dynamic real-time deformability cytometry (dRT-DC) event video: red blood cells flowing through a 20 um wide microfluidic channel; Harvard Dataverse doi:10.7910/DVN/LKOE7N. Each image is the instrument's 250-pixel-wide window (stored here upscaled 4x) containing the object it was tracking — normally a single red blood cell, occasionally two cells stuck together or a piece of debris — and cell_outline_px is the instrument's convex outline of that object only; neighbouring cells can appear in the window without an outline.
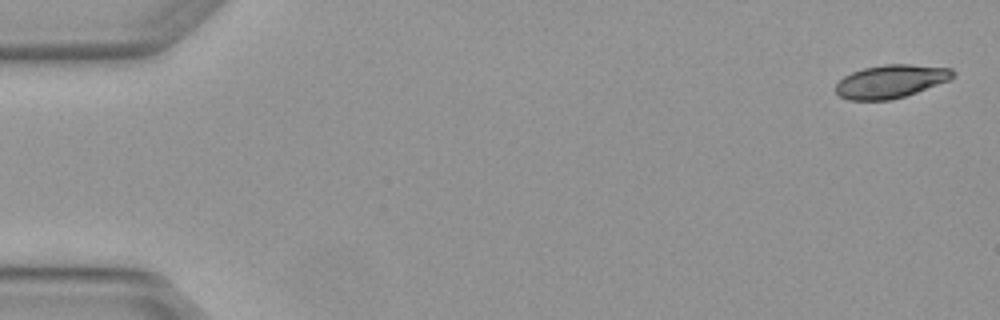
{"species": "Egyptian fruit bat (a non-hibernating species)", "species_latin": "Rousettus aegyptiacus", "temperature_condition": "warm", "stored_images_in_passage": 4, "camera_frame_rate_fps": 3000, "um_per_image_px": 0.085, "animal": {"sex": "female"}, "frame": {"image": 1, "passage_image": 1, "time_ms": 0.0, "image_size_px": [1000, 320], "cell_outline_px": [[956, 76], [952, 80], [892, 100], [848, 100], [840, 96], [836, 92], [836, 84], [844, 76], [852, 72], [864, 68], [884, 64], [908, 64], [952, 68], [956, 72]], "centroid_in_image_um": [75.77, 6.91], "position_along_channel_um": 9.2, "area_um2": 22.83}}
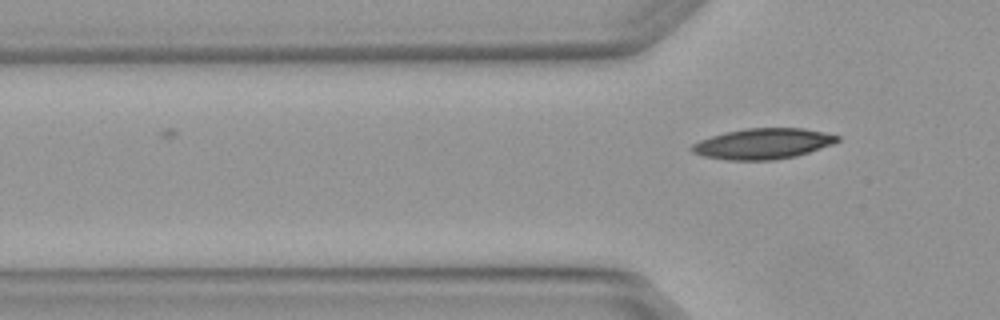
{"frame": {"image": 2, "passage_image": 4, "time_ms": 1.0, "image_size_px": [1000, 320], "cell_outline_px": [[840, 140], [832, 144], [796, 156], [776, 160], [724, 160], [704, 156], [692, 152], [688, 148], [692, 144], [700, 140], [724, 132], [748, 128], [804, 128], [824, 132], [840, 136]], "centroid_in_image_um": [64.83, 12.22], "position_along_channel_um": 61.0, "area_um2": 26.07}}